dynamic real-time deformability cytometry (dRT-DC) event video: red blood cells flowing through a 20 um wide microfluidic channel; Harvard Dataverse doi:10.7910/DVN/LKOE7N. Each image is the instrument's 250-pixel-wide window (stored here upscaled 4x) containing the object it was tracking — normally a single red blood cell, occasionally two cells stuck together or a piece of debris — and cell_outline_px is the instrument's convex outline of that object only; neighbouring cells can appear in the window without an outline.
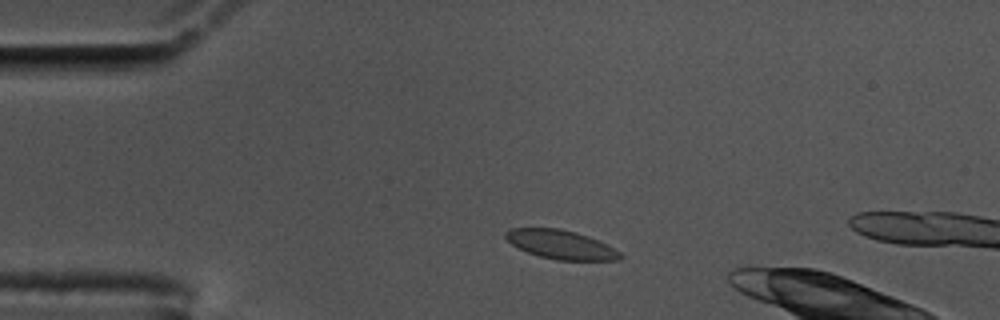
{"species": "common noctule bat (a hibernating species)", "species_latin": "Nyctalus noctula", "temperature_condition": "cold", "stored_images_in_passage": 45, "camera_frame_rate_fps": 3000, "um_per_image_px": 0.085, "animal": {"sex": "male", "body_mass_g": 17.5, "forearm_length_mm": 52.3}, "frame": {"image": 1, "passage_image": 1, "time_ms": 0.0, "image_size_px": [1000, 320], "cell_outline_px": [[624, 256], [620, 260], [556, 260], [540, 256], [528, 252], [512, 244], [504, 236], [504, 232], [508, 228], [560, 228], [576, 232], [588, 236], [620, 252]], "centroid_in_image_um": [47.65, 20.78], "position_along_channel_um": 37.3, "area_um2": 19.13}}
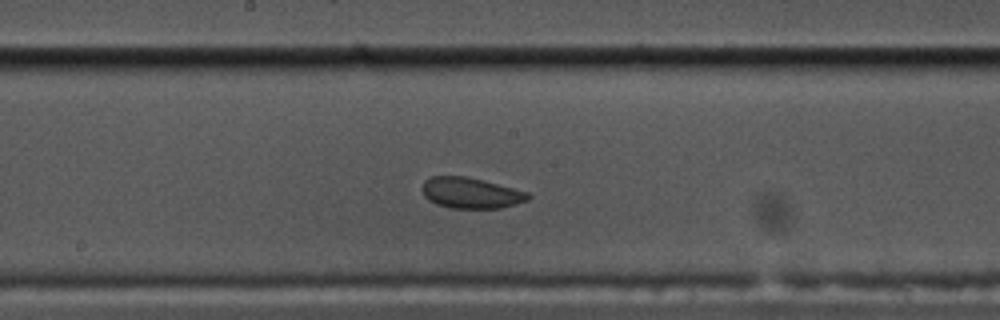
{"frame": {"image": 2, "passage_image": 19, "time_ms": 6.0, "image_size_px": [1000, 320], "cell_outline_px": [[532, 196], [528, 200], [516, 204], [500, 208], [452, 208], [436, 204], [428, 200], [424, 196], [420, 188], [424, 180], [432, 176], [464, 176], [484, 180], [528, 192]], "centroid_in_image_um": [40.0, 16.4], "position_along_channel_um": 208.2, "area_um2": 19.19}}
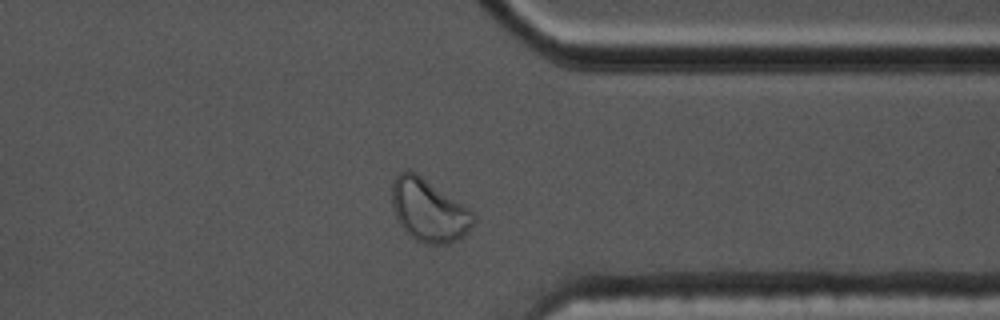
{"frame": {"image": 3, "passage_image": 34, "time_ms": 11.0, "image_size_px": [1000, 320], "cell_outline_px": [[476, 220], [468, 232], [456, 240], [448, 244], [428, 244], [416, 240], [400, 224], [396, 216], [392, 204], [392, 180], [404, 168], [408, 168], [416, 172], [468, 208], [476, 216]], "centroid_in_image_um": [36.44, 17.85], "position_along_channel_um": 375.0, "area_um2": 29.59}}